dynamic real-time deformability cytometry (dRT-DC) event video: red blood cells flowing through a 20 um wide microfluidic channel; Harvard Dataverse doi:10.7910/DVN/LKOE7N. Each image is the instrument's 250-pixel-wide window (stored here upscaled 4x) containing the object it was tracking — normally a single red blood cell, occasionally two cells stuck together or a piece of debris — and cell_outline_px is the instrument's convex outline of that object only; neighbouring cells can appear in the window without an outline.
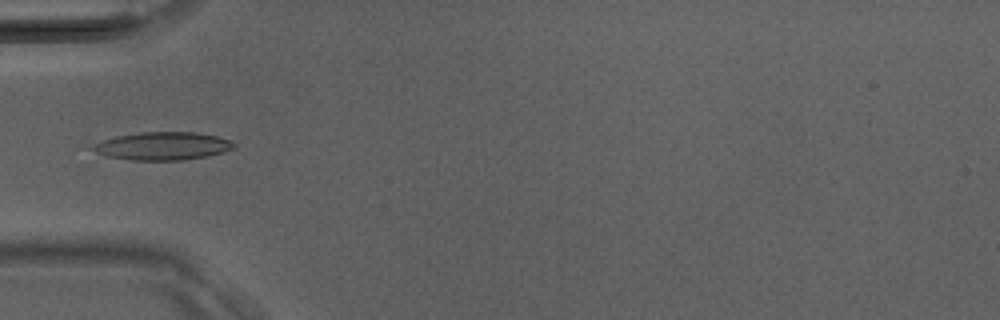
{"species": "Egyptian fruit bat (a non-hibernating species)", "species_latin": "Rousettus aegyptiacus", "temperature_condition": "room temperature", "stored_images_in_passage": 39, "camera_frame_rate_fps": 3000, "um_per_image_px": 0.085, "animal": {"sex": "male"}, "frame": {"image": 1, "passage_image": 13, "time_ms": 4.0, "image_size_px": [1000, 320], "cell_outline_px": [[236, 148], [224, 152], [208, 156], [184, 160], [132, 160], [108, 156], [96, 152], [92, 148], [92, 144], [116, 136], [140, 132], [196, 132], [216, 136], [232, 140], [236, 144]], "centroid_in_image_um": [13.89, 12.41], "position_along_channel_um": 71.1, "area_um2": 23.06}}
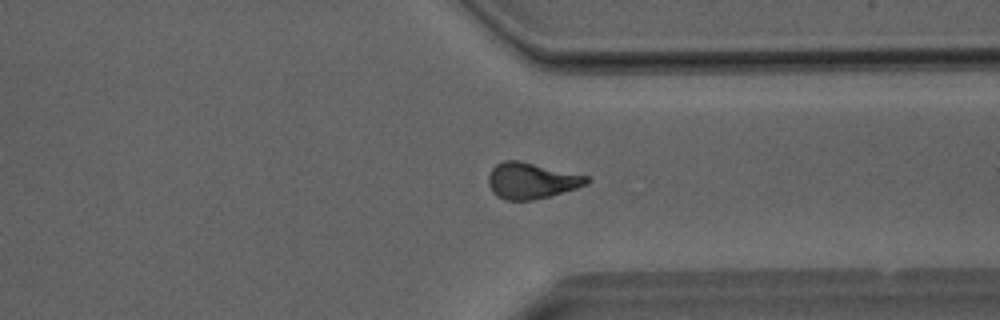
{"frame": {"image": 2, "passage_image": 30, "time_ms": 9.667, "image_size_px": [1000, 320], "cell_outline_px": [[592, 180], [588, 184], [576, 188], [548, 196], [532, 200], [504, 200], [496, 196], [492, 192], [488, 184], [488, 176], [492, 168], [496, 164], [504, 160], [520, 160], [588, 176]], "centroid_in_image_um": [45.15, 15.35], "position_along_channel_um": 366.2, "area_um2": 20.75}}
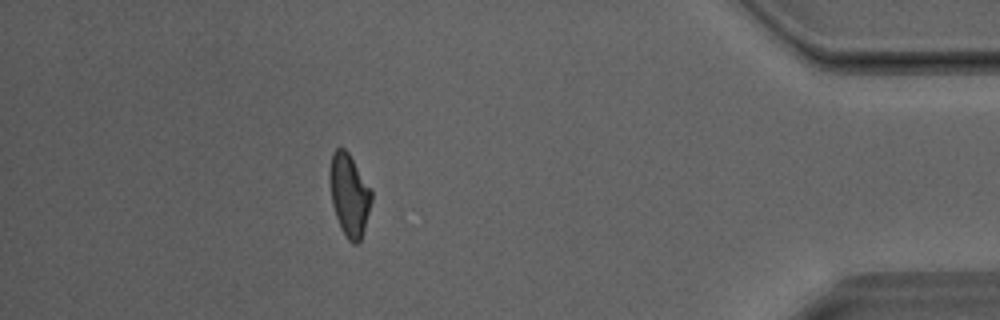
{"frame": {"image": 3, "passage_image": 35, "time_ms": 11.333, "image_size_px": [1000, 320], "cell_outline_px": [[372, 200], [360, 244], [352, 244], [348, 240], [340, 228], [332, 204], [328, 180], [328, 172], [332, 152], [336, 148], [344, 148], [348, 152], [372, 192]], "centroid_in_image_um": [29.66, 16.59], "position_along_channel_um": 405.5, "area_um2": 20.17}}